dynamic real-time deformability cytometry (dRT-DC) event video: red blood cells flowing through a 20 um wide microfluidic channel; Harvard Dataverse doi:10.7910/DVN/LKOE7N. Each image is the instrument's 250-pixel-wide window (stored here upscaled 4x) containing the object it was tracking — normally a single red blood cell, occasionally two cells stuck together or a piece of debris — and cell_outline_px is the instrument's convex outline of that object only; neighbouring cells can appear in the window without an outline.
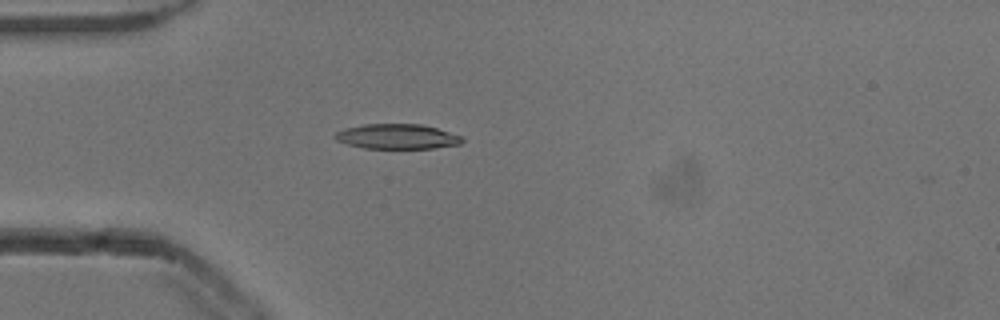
{"species": "common noctule bat (a hibernating species)", "species_latin": "Nyctalus noctula", "temperature_condition": "cold", "stored_images_in_passage": 39, "camera_frame_rate_fps": 3000, "um_per_image_px": 0.085, "animal": {"sex": "male", "body_mass_g": 13.3}, "frame": {"image": 1, "passage_image": 1, "time_ms": 0.0, "image_size_px": [1000, 320], "cell_outline_px": [[464, 140], [460, 144], [436, 148], [364, 148], [348, 144], [336, 140], [332, 136], [336, 132], [344, 128], [364, 124], [420, 124], [436, 128], [460, 136]], "centroid_in_image_um": [33.72, 11.6], "position_along_channel_um": 51.3, "area_um2": 18.38}}
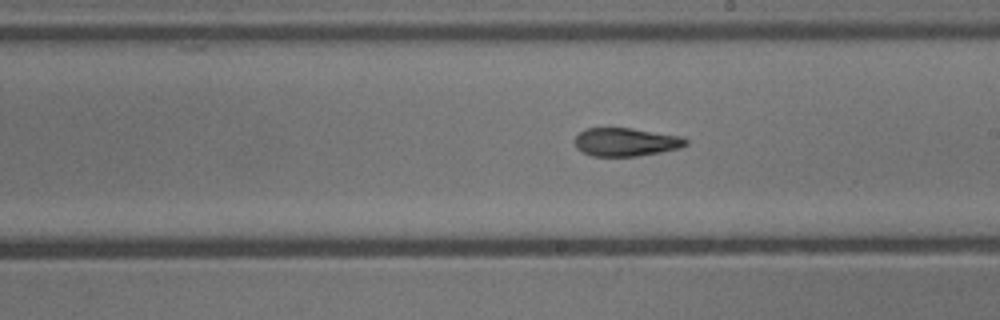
{"frame": {"image": 2, "passage_image": 16, "time_ms": 5.0, "image_size_px": [1000, 320], "cell_outline_px": [[688, 144], [680, 148], [660, 152], [636, 156], [592, 156], [576, 148], [576, 136], [584, 128], [632, 128], [684, 136], [688, 140]], "centroid_in_image_um": [53.24, 12.06], "position_along_channel_um": 235.8, "area_um2": 18.38}}
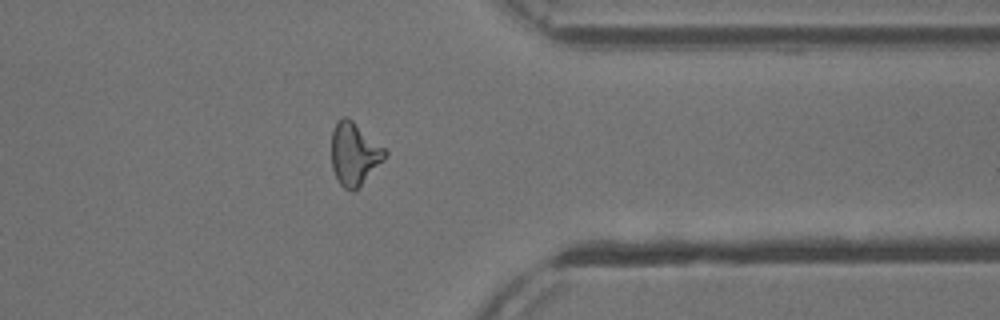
{"frame": {"image": 3, "passage_image": 28, "time_ms": 9.0, "image_size_px": [1000, 320], "cell_outline_px": [[388, 152], [384, 160], [352, 192], [344, 188], [340, 184], [332, 168], [332, 132], [336, 120], [344, 116], [348, 116], [384, 148]], "centroid_in_image_um": [30.09, 13.04], "position_along_channel_um": 381.3, "area_um2": 19.25}, "authors_computed_cell_mechanics": {"area_um2": 19.1896, "velocity_mm_per_s": 3.8872, "shape_relaxation_time_tau1_ms": 5.2164, "shape_relaxation_time_tau2_ms": 2.9508, "deformation_change_tau1": 0.1667, "deformation_change_tau2": 0.1137}}